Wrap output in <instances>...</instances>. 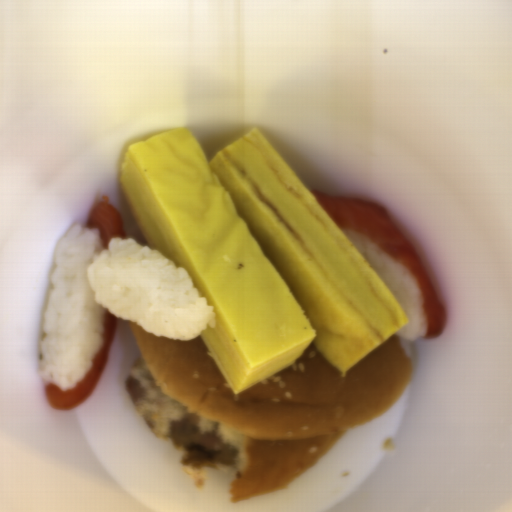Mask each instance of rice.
I'll use <instances>...</instances> for the list:
<instances>
[{
	"instance_id": "rice-1",
	"label": "rice",
	"mask_w": 512,
	"mask_h": 512,
	"mask_svg": "<svg viewBox=\"0 0 512 512\" xmlns=\"http://www.w3.org/2000/svg\"><path fill=\"white\" fill-rule=\"evenodd\" d=\"M106 311L146 333L195 339L217 320L188 270L134 239L75 223L55 245L39 327V380L69 390L106 342Z\"/></svg>"
},
{
	"instance_id": "rice-2",
	"label": "rice",
	"mask_w": 512,
	"mask_h": 512,
	"mask_svg": "<svg viewBox=\"0 0 512 512\" xmlns=\"http://www.w3.org/2000/svg\"><path fill=\"white\" fill-rule=\"evenodd\" d=\"M342 231L407 316V324L396 332V336L406 342L425 337L428 320L416 277L364 234Z\"/></svg>"
}]
</instances>
